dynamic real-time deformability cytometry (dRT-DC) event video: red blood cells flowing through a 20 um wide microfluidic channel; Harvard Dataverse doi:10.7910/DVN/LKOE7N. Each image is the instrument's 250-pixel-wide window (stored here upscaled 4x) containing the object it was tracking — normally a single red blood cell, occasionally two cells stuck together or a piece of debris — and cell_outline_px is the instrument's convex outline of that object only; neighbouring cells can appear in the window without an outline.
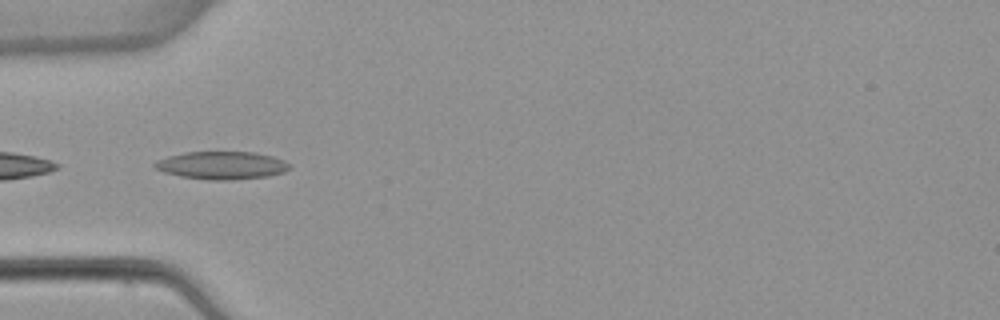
{"species": "common noctule bat (a hibernating species)", "species_latin": "Nyctalus noctula", "temperature_condition": "warm", "stored_images_in_passage": 4, "camera_frame_rate_fps": 3000, "um_per_image_px": 0.085, "animal": {"sex": "female", "body_mass_g": 22.7, "forearm_length_mm": 54.2}, "frame": {"image": 1, "passage_image": 4, "time_ms": 3.667, "image_size_px": [1000, 320], "cell_outline_px": [[292, 168], [284, 172], [268, 176], [232, 180], [208, 180], [180, 176], [164, 172], [156, 168], [152, 164], [156, 160], [168, 156], [184, 152], [256, 152], [272, 156], [284, 160], [292, 164]], "centroid_in_image_um": [18.88, 14.05], "position_along_channel_um": 66.1, "area_um2": 22.08}}